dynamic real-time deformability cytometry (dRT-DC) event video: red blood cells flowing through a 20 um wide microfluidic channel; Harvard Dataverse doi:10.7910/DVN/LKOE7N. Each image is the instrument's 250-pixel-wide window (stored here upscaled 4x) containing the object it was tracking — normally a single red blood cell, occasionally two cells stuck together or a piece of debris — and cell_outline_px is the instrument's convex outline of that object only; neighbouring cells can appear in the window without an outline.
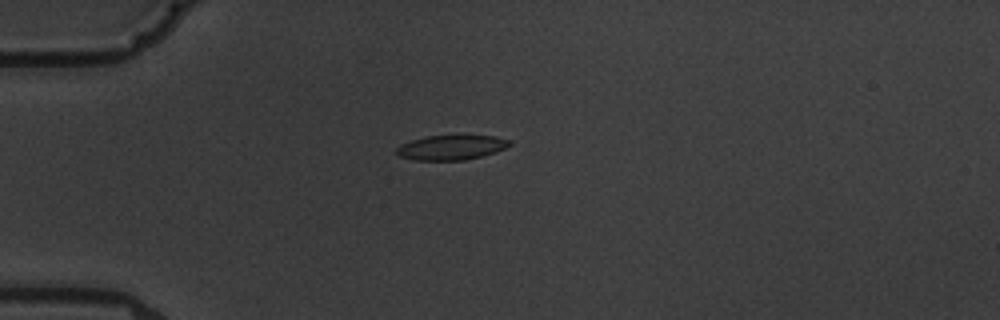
{"species": "common noctule bat (a hibernating species)", "species_latin": "Nyctalus noctula", "temperature_condition": "warm", "stored_images_in_passage": 12, "camera_frame_rate_fps": 3000, "um_per_image_px": 0.085, "animal": {"sex": "male", "body_mass_g": 19.5, "forearm_length_mm": 54.6}, "frame": {"image": 1, "passage_image": 1, "time_ms": 0.0, "image_size_px": [1000, 320], "cell_outline_px": [[512, 144], [496, 152], [464, 160], [416, 160], [400, 156], [396, 152], [396, 148], [400, 144], [412, 140], [428, 136], [464, 132], [496, 136], [512, 140]], "centroid_in_image_um": [38.43, 12.47], "position_along_channel_um": 46.6, "area_um2": 17.11}}
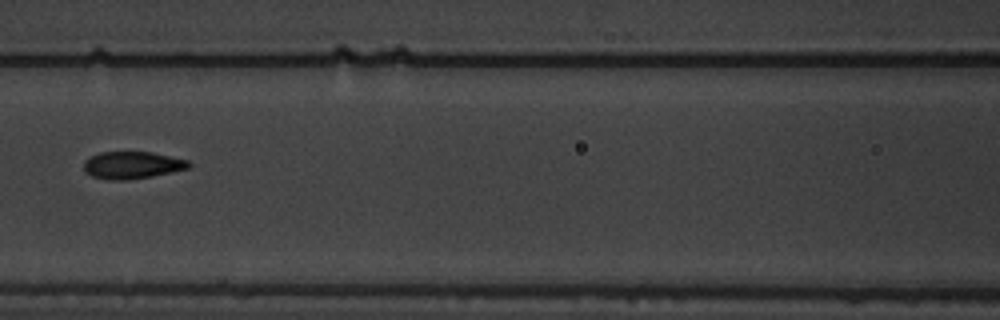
{"frame": {"image": 2, "passage_image": 4, "time_ms": 3.667, "image_size_px": [1000, 320], "cell_outline_px": [[192, 164], [188, 168], [172, 172], [152, 176], [128, 180], [108, 180], [92, 176], [84, 172], [84, 160], [100, 152], [152, 152], [188, 160]], "centroid_in_image_um": [11.22, 14.04], "position_along_channel_um": 155.4, "area_um2": 16.7}}
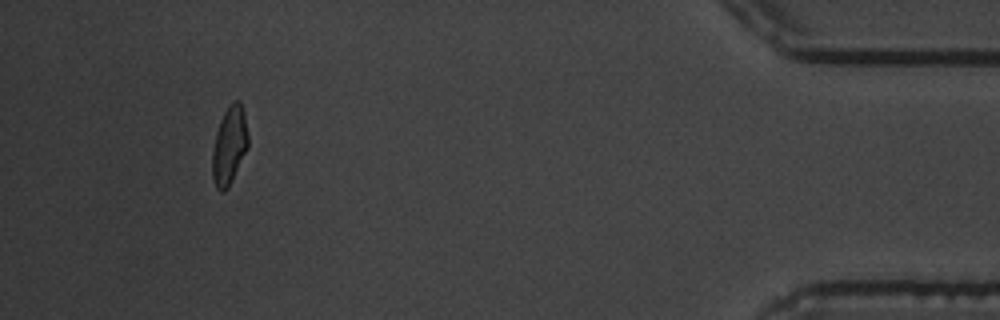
{"frame": {"image": 3, "passage_image": 11, "time_ms": 12.667, "image_size_px": [1000, 320], "cell_outline_px": [[248, 148], [228, 188], [224, 192], [220, 192], [216, 188], [212, 176], [212, 148], [216, 132], [220, 120], [224, 112], [232, 100], [240, 100], [244, 112], [248, 136]], "centroid_in_image_um": [19.49, 12.37], "position_along_channel_um": 415.7, "area_um2": 16.47}, "authors_computed_cell_mechanics": {"area_um2": 16.7331, "velocity_mm_per_s": 3.563, "shape_relaxation_time_tau1_ms": 3.5201, "shape_relaxation_time_tau2_ms": null, "deformation_change_tau1": 0.1062, "deformation_change_tau2": null}}